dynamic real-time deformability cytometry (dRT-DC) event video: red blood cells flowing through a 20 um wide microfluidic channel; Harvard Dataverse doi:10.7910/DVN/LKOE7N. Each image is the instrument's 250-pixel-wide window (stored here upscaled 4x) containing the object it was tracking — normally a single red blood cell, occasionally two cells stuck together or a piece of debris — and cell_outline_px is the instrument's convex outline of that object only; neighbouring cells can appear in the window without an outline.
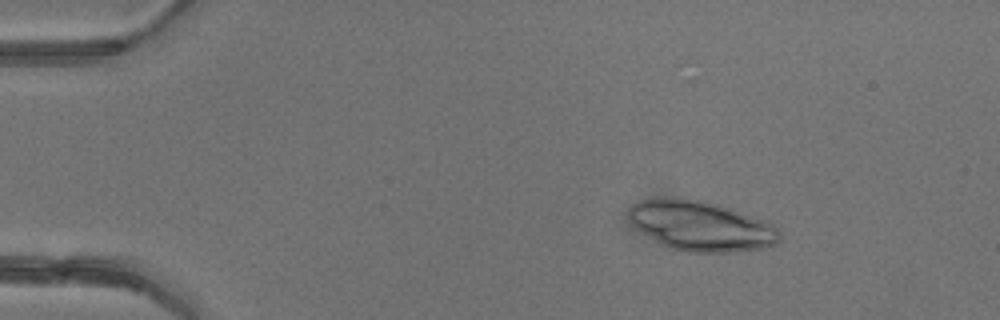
{"species": "common noctule bat (a hibernating species)", "species_latin": "Nyctalus noctula", "temperature_condition": "warm", "stored_images_in_passage": 6, "camera_frame_rate_fps": 3000, "um_per_image_px": 0.085, "animal": {"sex": "female"}, "frame": {"image": 1, "passage_image": 3, "time_ms": 2.333, "image_size_px": [1000, 320], "cell_outline_px": [[780, 240], [776, 244], [764, 248], [732, 252], [688, 252], [672, 248], [664, 244], [636, 228], [628, 216], [628, 208], [632, 204], [640, 200], [704, 200], [768, 220], [780, 228]], "centroid_in_image_um": [59.69, 19.22], "position_along_channel_um": 25.3, "area_um2": 43.29}}